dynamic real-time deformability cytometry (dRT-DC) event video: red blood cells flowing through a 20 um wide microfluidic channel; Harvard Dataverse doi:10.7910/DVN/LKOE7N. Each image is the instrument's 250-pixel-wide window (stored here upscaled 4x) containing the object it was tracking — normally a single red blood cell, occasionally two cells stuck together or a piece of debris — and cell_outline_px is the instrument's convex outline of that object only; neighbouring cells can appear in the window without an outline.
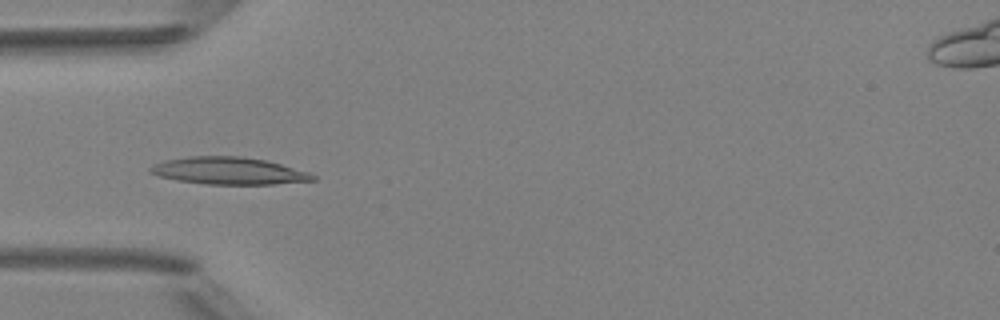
{"species": "Egyptian fruit bat (a non-hibernating species)", "species_latin": "Rousettus aegyptiacus", "temperature_condition": "room temperature", "stored_images_in_passage": 42, "camera_frame_rate_fps": 3000, "um_per_image_px": 0.085, "animal": {"sex": "female"}, "frame": {"image": 1, "passage_image": 8, "time_ms": 2.333, "image_size_px": [1000, 320], "cell_outline_px": [[316, 180], [272, 184], [204, 184], [176, 180], [160, 176], [148, 172], [148, 168], [156, 164], [168, 160], [188, 156], [240, 156], [264, 160], [280, 164], [308, 172], [316, 176]], "centroid_in_image_um": [19.43, 14.52], "position_along_channel_um": 65.6, "area_um2": 25.49}}
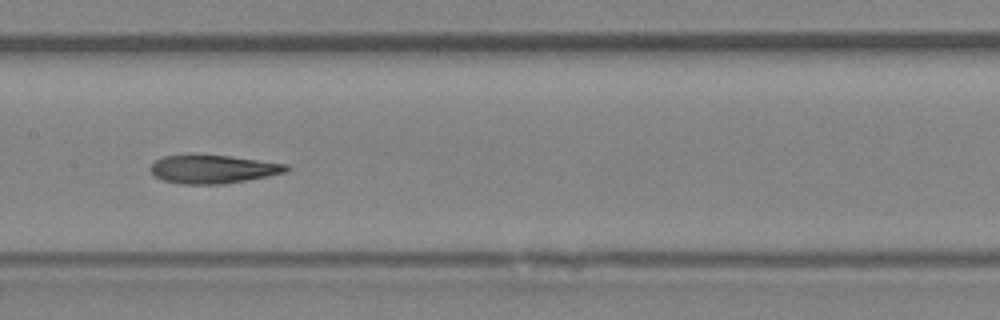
{"frame": {"image": 2, "passage_image": 17, "time_ms": 5.333, "image_size_px": [1000, 320], "cell_outline_px": [[292, 168], [288, 172], [268, 176], [220, 184], [184, 184], [164, 180], [156, 176], [148, 168], [156, 160], [164, 156], [188, 152], [192, 152], [228, 156], [288, 164]], "centroid_in_image_um": [18.09, 14.33], "position_along_channel_um": 189.3, "area_um2": 22.95}}
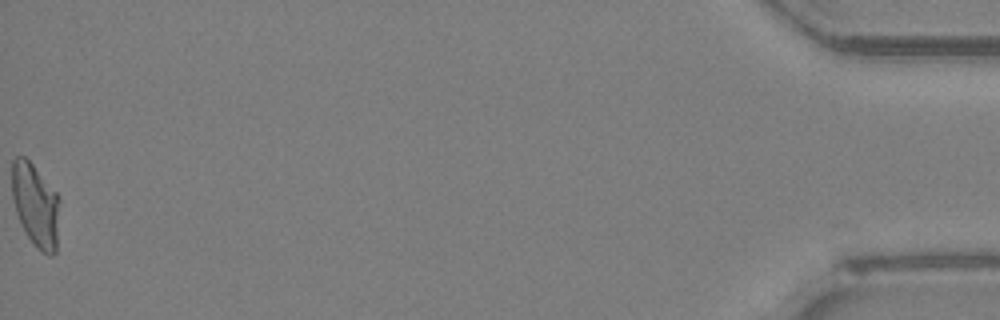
{"frame": {"image": 3, "passage_image": 42, "time_ms": 13.667, "image_size_px": [1000, 320], "cell_outline_px": [[60, 200], [56, 252], [52, 256], [48, 256], [36, 248], [28, 236], [16, 212], [12, 196], [12, 160], [16, 156], [24, 156], [32, 164], [60, 196]], "centroid_in_image_um": [3.04, 17.44], "position_along_channel_um": 432.2, "area_um2": 23.18}, "authors_computed_cell_mechanics": {"area_um2": 23.0044, "velocity_mm_per_s": 4.1563, "shape_relaxation_time_tau1_ms": null, "shape_relaxation_time_tau2_ms": 1.8374, "deformation_change_tau1": null, "deformation_change_tau2": 0.0736}}